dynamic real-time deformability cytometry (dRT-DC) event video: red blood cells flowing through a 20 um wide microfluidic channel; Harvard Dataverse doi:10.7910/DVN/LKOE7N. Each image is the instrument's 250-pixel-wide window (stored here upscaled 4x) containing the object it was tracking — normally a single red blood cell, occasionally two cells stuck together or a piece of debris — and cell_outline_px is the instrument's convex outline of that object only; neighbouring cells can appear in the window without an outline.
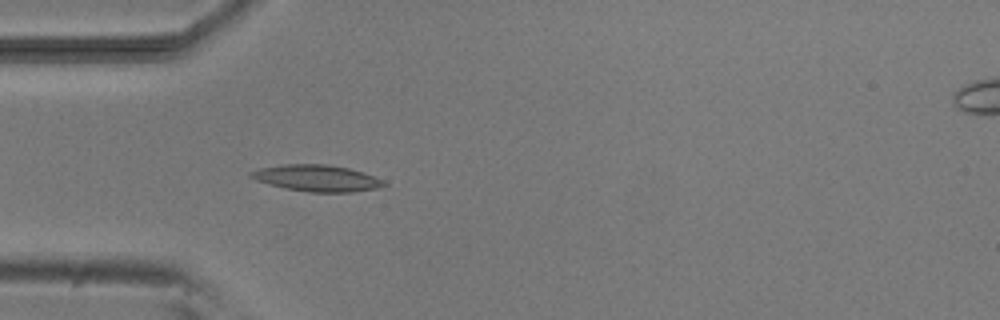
{"species": "common noctule bat (a hibernating species)", "species_latin": "Nyctalus noctula", "temperature_condition": "room temperature", "stored_images_in_passage": 4, "camera_frame_rate_fps": 3000, "um_per_image_px": 0.085, "animal": {"sex": "male", "body_mass_g": 20.5, "forearm_length_mm": 52.5}, "frame": {"image": 1, "passage_image": 4, "time_ms": 4.333, "image_size_px": [1000, 320], "cell_outline_px": [[388, 184], [376, 188], [352, 192], [308, 192], [284, 188], [268, 184], [256, 180], [248, 176], [248, 172], [260, 168], [284, 164], [328, 164], [348, 168], [384, 180]], "centroid_in_image_um": [26.88, 15.14], "position_along_channel_um": 58.1, "area_um2": 20.46}}